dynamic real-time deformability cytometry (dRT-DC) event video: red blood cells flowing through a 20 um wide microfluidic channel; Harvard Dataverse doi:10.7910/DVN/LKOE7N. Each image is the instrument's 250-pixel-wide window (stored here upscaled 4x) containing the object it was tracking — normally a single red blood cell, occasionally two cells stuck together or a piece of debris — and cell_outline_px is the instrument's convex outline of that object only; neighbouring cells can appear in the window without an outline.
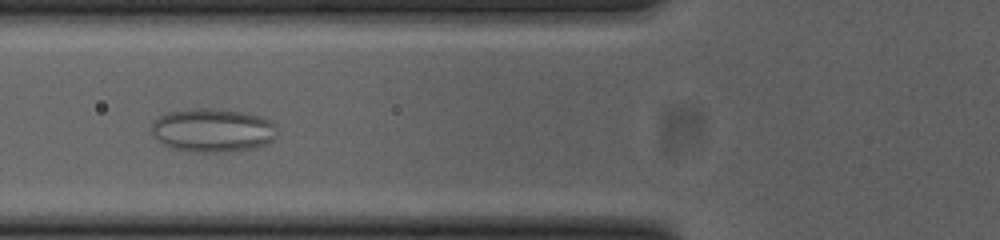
{"species": "common noctule bat (a hibernating species)", "species_latin": "Nyctalus noctula", "temperature_condition": "cold", "stored_images_in_passage": 55, "camera_frame_rate_fps": 3000, "um_per_image_px": 0.085, "animal": {"sex": "female", "body_mass_g": 23.0, "forearm_length_mm": 53.4}, "frame": {"image": 1, "passage_image": 21, "time_ms": 6.667, "image_size_px": [1000, 240], "cell_outline_px": [[276, 136], [268, 144], [256, 148], [228, 152], [196, 152], [172, 148], [164, 144], [152, 132], [152, 124], [160, 116], [168, 112], [192, 108], [212, 108], [244, 112], [264, 116], [276, 124]], "centroid_in_image_um": [18.15, 11.07], "position_along_channel_um": 107.6, "area_um2": 32.14}}